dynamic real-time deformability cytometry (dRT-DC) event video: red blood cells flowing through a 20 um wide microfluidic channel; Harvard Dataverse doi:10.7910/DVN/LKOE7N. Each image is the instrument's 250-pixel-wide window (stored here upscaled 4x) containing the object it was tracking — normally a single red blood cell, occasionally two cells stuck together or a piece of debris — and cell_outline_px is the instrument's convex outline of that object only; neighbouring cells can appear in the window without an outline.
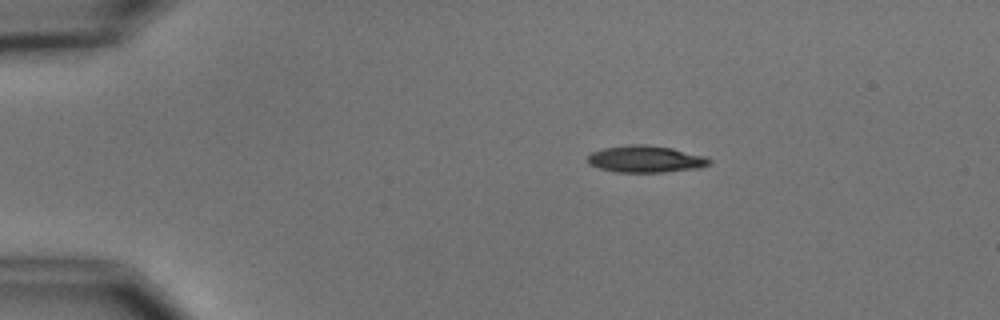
{"species": "common noctule bat (a hibernating species)", "species_latin": "Nyctalus noctula", "temperature_condition": "cold", "stored_images_in_passage": 6, "camera_frame_rate_fps": 3000, "um_per_image_px": 0.085, "animal": {"sex": "male", "body_mass_g": 15.6}, "frame": {"image": 1, "passage_image": 1, "time_ms": 0.0, "image_size_px": [1000, 320], "cell_outline_px": [[712, 164], [700, 168], [664, 172], [616, 172], [600, 168], [588, 164], [588, 156], [592, 152], [604, 148], [628, 144], [644, 144], [672, 148], [708, 156], [712, 160]], "centroid_in_image_um": [54.94, 13.52], "position_along_channel_um": 30.1, "area_um2": 19.25}}
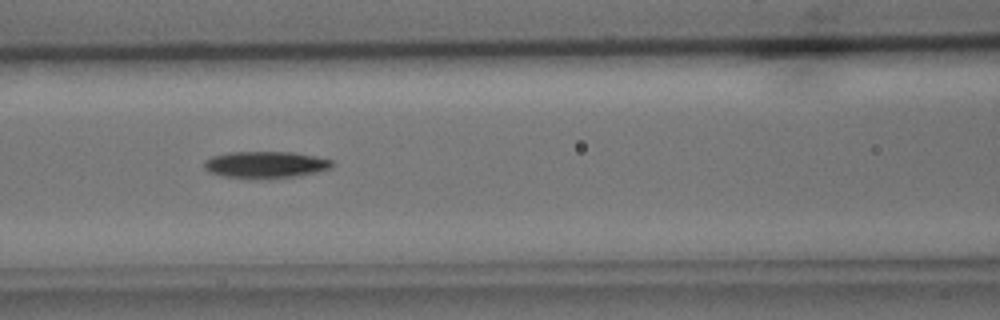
{"frame": {"image": 2, "passage_image": 5, "time_ms": 4.667, "image_size_px": [1000, 320], "cell_outline_px": [[332, 168], [316, 172], [292, 176], [224, 176], [208, 172], [204, 168], [204, 160], [212, 156], [228, 152], [292, 152], [316, 156], [332, 160]], "centroid_in_image_um": [22.56, 13.95], "position_along_channel_um": 144.0, "area_um2": 19.13}}
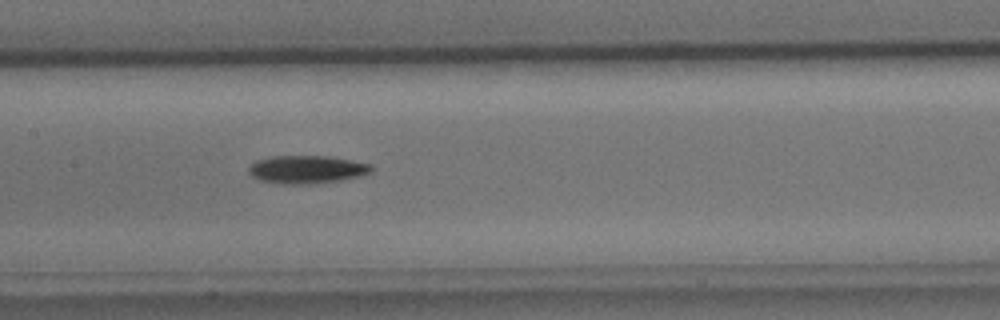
{"frame": {"image": 3, "passage_image": 6, "time_ms": 5.667, "image_size_px": [1000, 320], "cell_outline_px": [[372, 172], [360, 176], [340, 180], [308, 184], [284, 184], [260, 180], [252, 176], [248, 172], [248, 168], [256, 160], [268, 156], [328, 156], [372, 164]], "centroid_in_image_um": [26.07, 14.4], "position_along_channel_um": 181.3, "area_um2": 20.0}}